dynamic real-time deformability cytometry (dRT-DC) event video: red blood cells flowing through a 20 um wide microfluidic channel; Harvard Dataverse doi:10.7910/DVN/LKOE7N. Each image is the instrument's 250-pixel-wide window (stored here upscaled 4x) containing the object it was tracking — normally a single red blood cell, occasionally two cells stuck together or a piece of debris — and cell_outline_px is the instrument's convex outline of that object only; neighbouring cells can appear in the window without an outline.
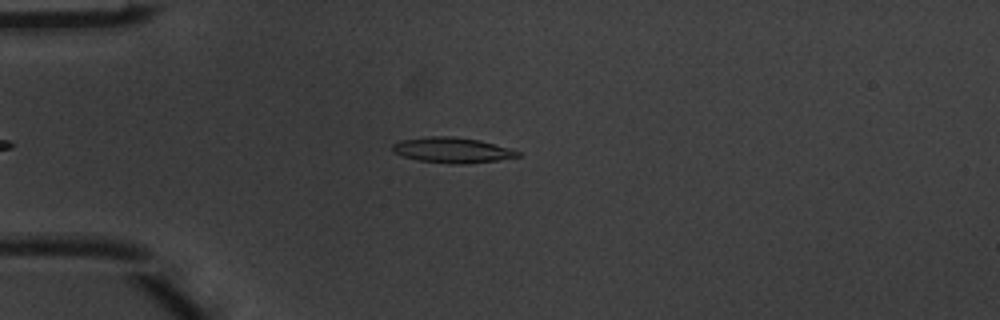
{"species": "common noctule bat (a hibernating species)", "species_latin": "Nyctalus noctula", "temperature_condition": "warm", "stored_images_in_passage": 4, "camera_frame_rate_fps": 3000, "um_per_image_px": 0.085, "animal": {"sex": "male", "body_mass_g": 20.1, "forearm_length_mm": 53.5}, "frame": {"image": 1, "passage_image": 4, "time_ms": 1.0, "image_size_px": [1000, 320], "cell_outline_px": [[520, 156], [496, 160], [464, 164], [448, 164], [416, 160], [404, 156], [396, 152], [392, 148], [392, 144], [400, 140], [428, 136], [452, 136], [480, 140], [512, 148], [520, 152]], "centroid_in_image_um": [38.45, 12.75], "position_along_channel_um": 46.5, "area_um2": 18.61}}